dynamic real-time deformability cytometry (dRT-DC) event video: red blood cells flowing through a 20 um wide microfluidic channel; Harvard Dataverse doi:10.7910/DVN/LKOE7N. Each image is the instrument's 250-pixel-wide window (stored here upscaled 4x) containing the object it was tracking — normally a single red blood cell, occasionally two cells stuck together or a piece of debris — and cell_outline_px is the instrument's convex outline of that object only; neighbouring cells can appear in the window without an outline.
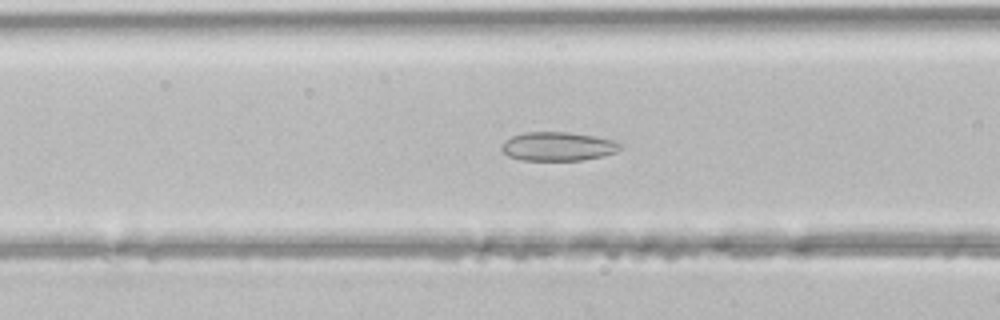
{"species": "common noctule bat (a hibernating species)", "species_latin": "Nyctalus noctula", "temperature_condition": "room temperature", "stored_images_in_passage": 47, "camera_frame_rate_fps": 3000, "um_per_image_px": 0.085, "animal": {"sex": "male", "body_mass_g": 21.5, "forearm_length_mm": 52.0}, "frame": {"image": 1, "passage_image": 18, "time_ms": 5.667, "image_size_px": [1000, 320], "cell_outline_px": [[624, 144], [616, 152], [604, 156], [580, 160], [520, 160], [508, 156], [500, 148], [500, 144], [504, 140], [512, 136], [524, 132], [568, 132], [616, 140]], "centroid_in_image_um": [47.42, 12.44], "position_along_channel_um": 119.2, "area_um2": 20.11}}
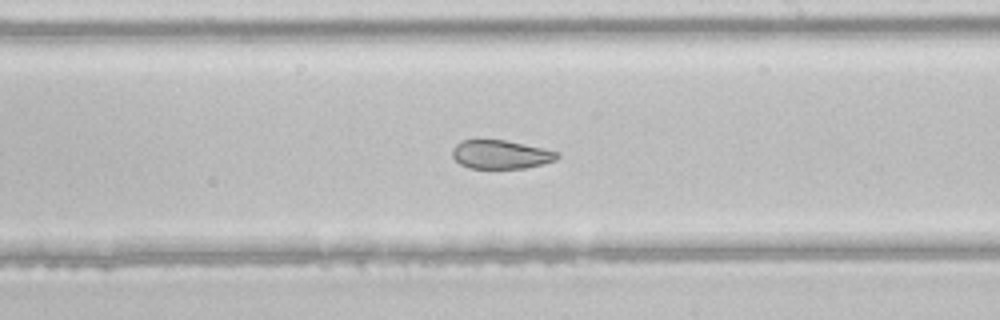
{"frame": {"image": 2, "passage_image": 27, "time_ms": 8.667, "image_size_px": [1000, 320], "cell_outline_px": [[560, 156], [556, 160], [524, 168], [468, 168], [460, 164], [452, 156], [452, 148], [460, 140], [504, 140], [544, 148], [560, 152]], "centroid_in_image_um": [42.56, 13.12], "position_along_channel_um": 246.4, "area_um2": 17.51}}
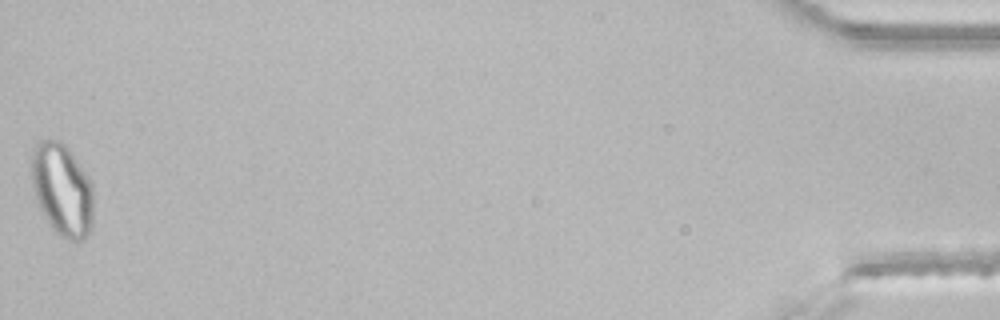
{"frame": {"image": 3, "passage_image": 47, "time_ms": 15.333, "image_size_px": [1000, 320], "cell_outline_px": [[92, 228], [84, 240], [76, 244], [60, 236], [52, 228], [40, 208], [32, 184], [32, 148], [40, 140], [60, 140], [68, 148], [88, 176], [92, 184]], "centroid_in_image_um": [5.3, 16.16], "position_along_channel_um": 429.9, "area_um2": 33.41}}